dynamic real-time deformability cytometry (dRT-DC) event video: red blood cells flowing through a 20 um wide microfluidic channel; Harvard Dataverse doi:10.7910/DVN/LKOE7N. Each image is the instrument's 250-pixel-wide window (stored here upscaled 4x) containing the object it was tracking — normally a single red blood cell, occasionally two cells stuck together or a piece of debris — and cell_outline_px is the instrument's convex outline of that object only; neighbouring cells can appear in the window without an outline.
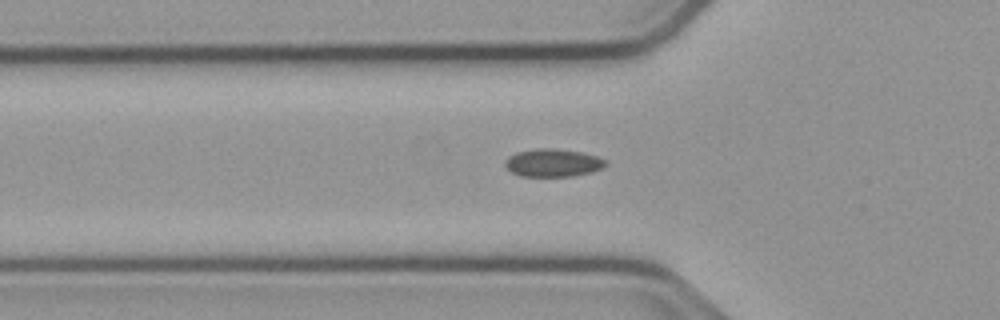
{"species": "common noctule bat (a hibernating species)", "species_latin": "Nyctalus noctula", "temperature_condition": "cold", "stored_images_in_passage": 46, "camera_frame_rate_fps": 3000, "um_per_image_px": 0.085, "animal": {"sex": "male", "body_mass_g": 23.1, "forearm_length_mm": 52.7}, "frame": {"image": 1, "passage_image": 17, "time_ms": 5.333, "image_size_px": [1000, 320], "cell_outline_px": [[608, 164], [592, 172], [572, 176], [520, 176], [512, 172], [504, 164], [508, 156], [516, 152], [540, 148], [552, 148], [580, 152], [596, 156], [608, 160]], "centroid_in_image_um": [47.01, 13.84], "position_along_channel_um": 78.8, "area_um2": 16.24}}
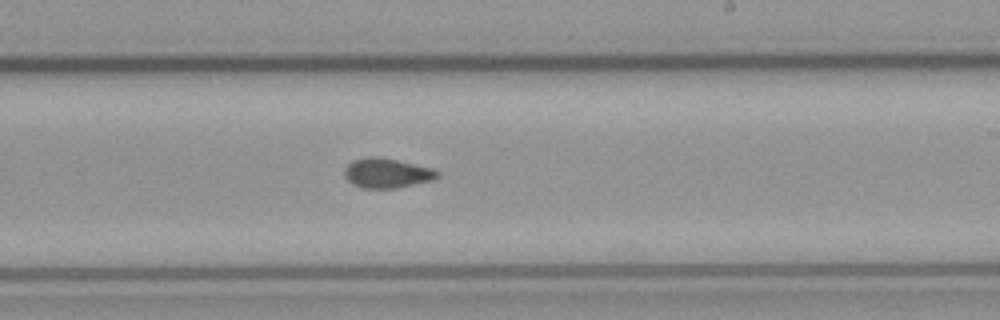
{"frame": {"image": 2, "passage_image": 31, "time_ms": 10.0, "image_size_px": [1000, 320], "cell_outline_px": [[440, 176], [432, 180], [396, 188], [364, 188], [352, 184], [344, 176], [344, 172], [348, 164], [352, 160], [372, 156], [376, 156], [396, 160], [428, 168], [440, 172]], "centroid_in_image_um": [32.85, 14.72], "position_along_channel_um": 256.2, "area_um2": 15.78}}
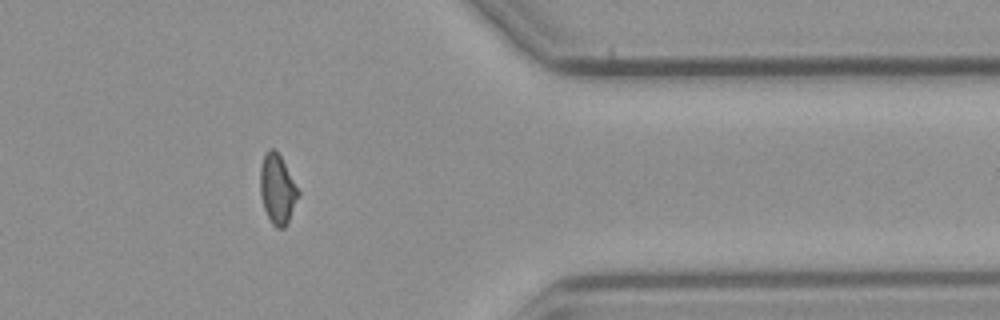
{"frame": {"image": 3, "passage_image": 43, "time_ms": 14.0, "image_size_px": [1000, 320], "cell_outline_px": [[300, 196], [284, 228], [276, 228], [272, 224], [264, 208], [260, 196], [260, 168], [264, 156], [272, 148], [280, 156], [300, 192]], "centroid_in_image_um": [23.58, 16.12], "position_along_channel_um": 387.8, "area_um2": 15.14}}